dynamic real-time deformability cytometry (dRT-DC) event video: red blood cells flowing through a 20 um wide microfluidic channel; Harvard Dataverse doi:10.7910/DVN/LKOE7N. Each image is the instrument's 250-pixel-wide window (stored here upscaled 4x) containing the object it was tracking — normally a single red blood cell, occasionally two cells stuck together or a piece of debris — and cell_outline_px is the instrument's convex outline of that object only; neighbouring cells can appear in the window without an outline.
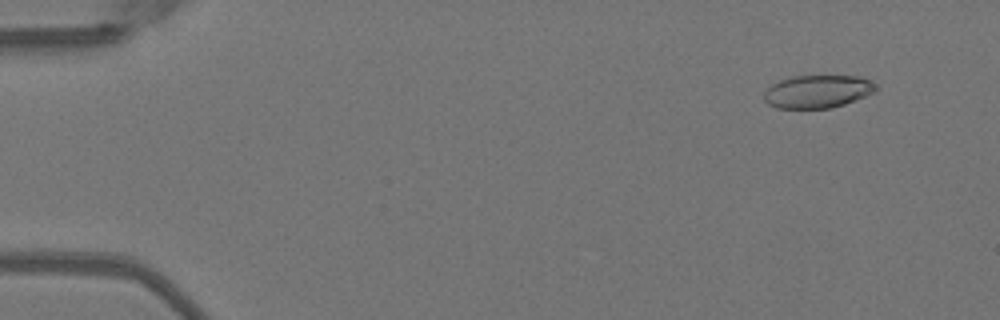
{"species": "Egyptian fruit bat (a non-hibernating species)", "species_latin": "Rousettus aegyptiacus", "temperature_condition": "warm", "stored_images_in_passage": 51, "camera_frame_rate_fps": 3000, "um_per_image_px": 0.085, "animal": {"sex": "female"}, "frame": {"image": 1, "passage_image": 5, "time_ms": 1.333, "image_size_px": [1000, 320], "cell_outline_px": [[876, 92], [844, 104], [832, 108], [776, 108], [768, 104], [764, 100], [764, 92], [772, 84], [780, 80], [792, 76], [860, 76], [876, 84]], "centroid_in_image_um": [69.49, 7.78], "position_along_channel_um": 15.5, "area_um2": 21.44}}
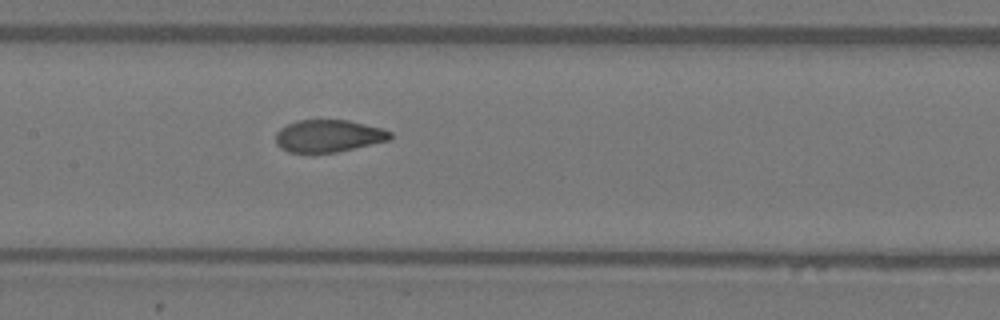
{"frame": {"image": 2, "passage_image": 26, "time_ms": 8.333, "image_size_px": [1000, 320], "cell_outline_px": [[392, 136], [388, 140], [336, 152], [288, 152], [280, 148], [276, 144], [276, 132], [280, 128], [296, 120], [348, 120], [380, 128], [392, 132]], "centroid_in_image_um": [27.88, 11.55], "position_along_channel_um": 179.5, "area_um2": 21.33}}
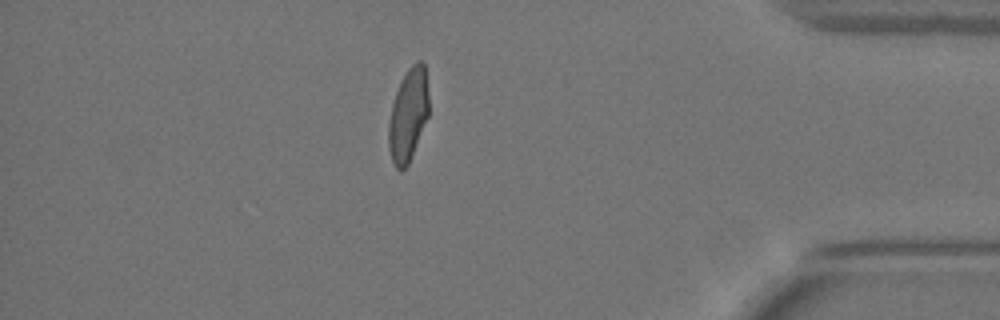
{"frame": {"image": 3, "passage_image": 45, "time_ms": 14.667, "image_size_px": [1000, 320], "cell_outline_px": [[428, 116], [408, 164], [400, 172], [396, 168], [392, 160], [388, 148], [388, 124], [392, 104], [400, 80], [408, 68], [416, 60], [424, 60], [428, 92]], "centroid_in_image_um": [34.69, 9.73], "position_along_channel_um": 400.5, "area_um2": 21.79}, "authors_computed_cell_mechanics": {"area_um2": 22.4264, "velocity_mm_per_s": 4.0286, "shape_relaxation_time_tau1_ms": 6.4039, "shape_relaxation_time_tau2_ms": 0.8605, "deformation_change_tau1": 0.2236, "deformation_change_tau2": 0.0553}}